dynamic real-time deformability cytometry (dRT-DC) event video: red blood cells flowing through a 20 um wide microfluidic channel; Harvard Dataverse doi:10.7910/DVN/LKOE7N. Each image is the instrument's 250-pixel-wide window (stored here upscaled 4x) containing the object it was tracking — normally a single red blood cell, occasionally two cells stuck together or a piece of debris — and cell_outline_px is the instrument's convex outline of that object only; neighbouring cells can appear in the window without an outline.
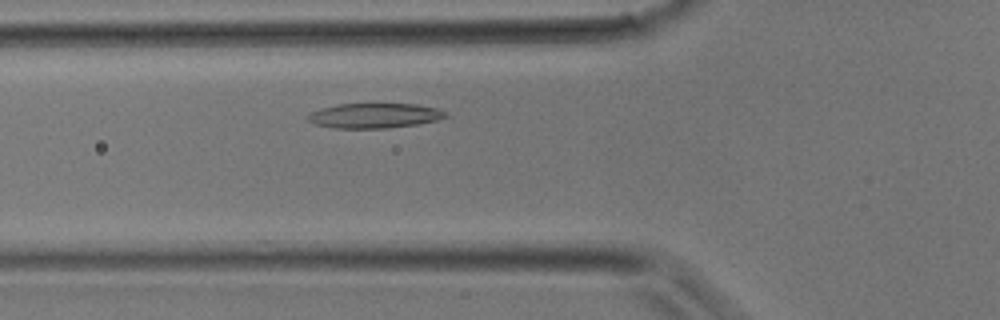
{"species": "common noctule bat (a hibernating species)", "species_latin": "Nyctalus noctula", "temperature_condition": "room temperature", "stored_images_in_passage": 28, "camera_frame_rate_fps": 3000, "um_per_image_px": 0.085, "animal": {"sex": "male", "body_mass_g": 17.9}, "frame": {"image": 1, "passage_image": 6, "time_ms": 1.667, "image_size_px": [1000, 320], "cell_outline_px": [[452, 116], [436, 120], [416, 124], [388, 128], [332, 128], [316, 124], [308, 120], [308, 116], [312, 112], [320, 108], [336, 104], [416, 104], [436, 108], [448, 112]], "centroid_in_image_um": [31.87, 9.82], "position_along_channel_um": 93.9, "area_um2": 20.0}}
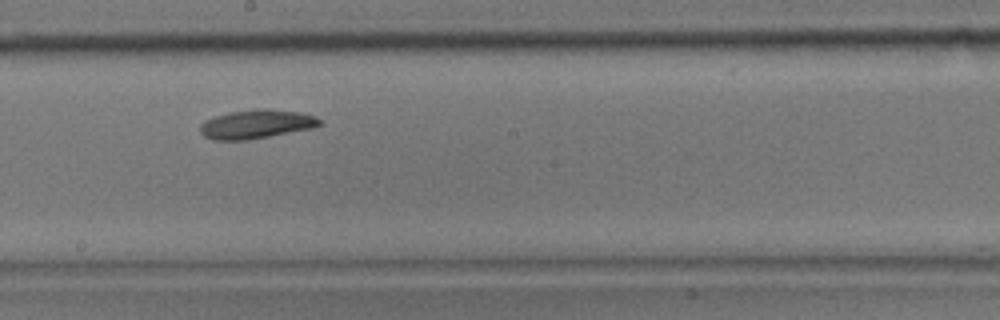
{"frame": {"image": 2, "passage_image": 13, "time_ms": 4.0, "image_size_px": [1000, 320], "cell_outline_px": [[324, 124], [312, 128], [248, 140], [212, 140], [204, 136], [200, 132], [200, 124], [204, 120], [228, 112], [264, 108], [300, 112], [316, 116]], "centroid_in_image_um": [21.78, 10.55], "position_along_channel_um": 226.4, "area_um2": 20.17}}
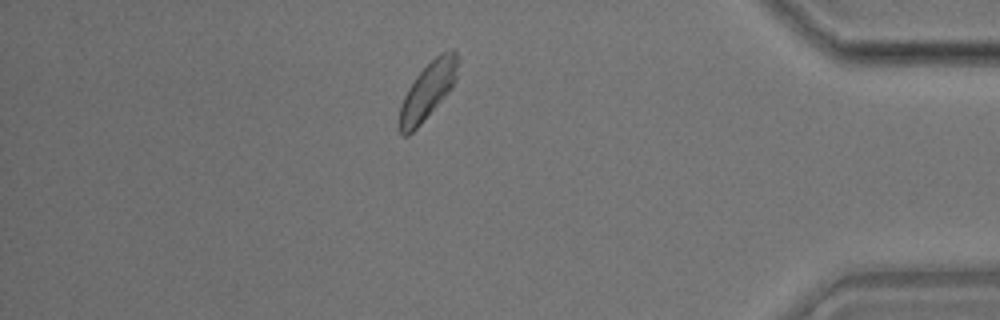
{"frame": {"image": 3, "passage_image": 24, "time_ms": 7.667, "image_size_px": [1000, 320], "cell_outline_px": [[460, 60], [456, 80], [452, 88], [420, 124], [408, 136], [400, 136], [400, 104], [408, 88], [416, 76], [440, 52], [456, 52]], "centroid_in_image_um": [36.38, 7.71], "position_along_channel_um": 398.8, "area_um2": 19.07}}